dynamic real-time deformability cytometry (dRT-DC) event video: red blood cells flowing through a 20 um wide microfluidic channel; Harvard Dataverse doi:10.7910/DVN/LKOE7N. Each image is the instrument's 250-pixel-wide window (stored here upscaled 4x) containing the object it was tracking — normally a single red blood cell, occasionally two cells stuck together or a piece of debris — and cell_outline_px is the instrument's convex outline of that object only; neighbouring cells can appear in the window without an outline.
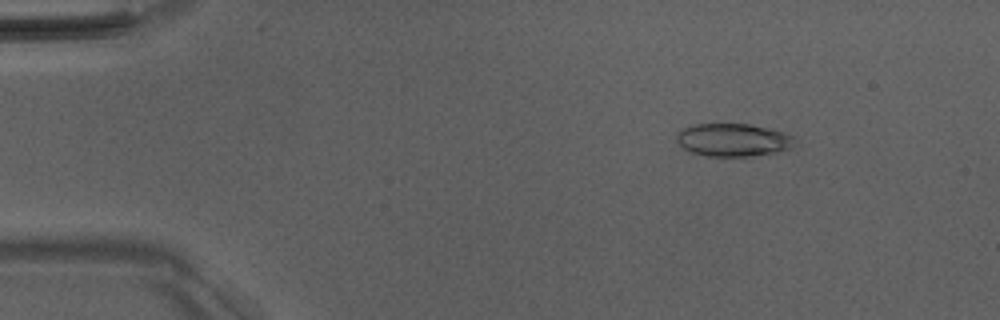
{"species": "Egyptian fruit bat (a non-hibernating species)", "species_latin": "Rousettus aegyptiacus", "temperature_condition": "room temperature", "stored_images_in_passage": 47, "camera_frame_rate_fps": 3000, "um_per_image_px": 0.085, "animal": {"sex": "male"}, "frame": {"image": 1, "passage_image": 3, "time_ms": 0.667, "image_size_px": [1000, 320], "cell_outline_px": [[796, 136], [788, 148], [772, 152], [744, 156], [704, 156], [688, 152], [676, 140], [676, 136], [680, 128], [692, 124], [748, 124], [768, 128], [784, 132]], "centroid_in_image_um": [62.22, 11.88], "position_along_channel_um": 22.8, "area_um2": 22.48}}
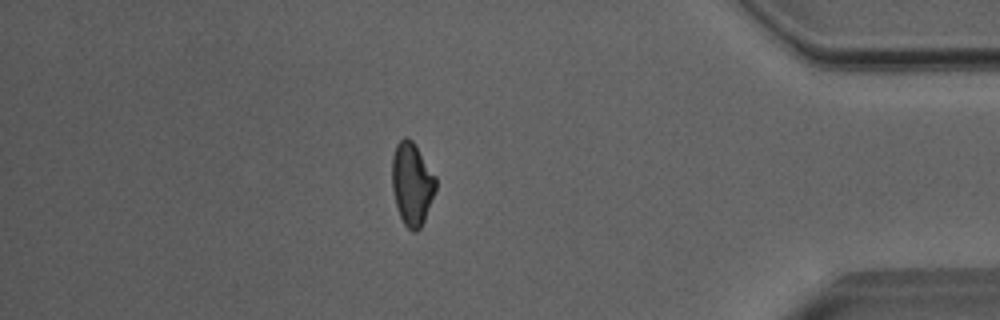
{"frame": {"image": 2, "passage_image": 40, "time_ms": 13.0, "image_size_px": [1000, 320], "cell_outline_px": [[436, 188], [424, 220], [420, 228], [416, 232], [412, 232], [404, 224], [400, 216], [396, 204], [392, 188], [392, 156], [396, 144], [404, 136], [408, 136], [412, 140], [436, 176]], "centroid_in_image_um": [35.01, 15.6], "position_along_channel_um": 400.2, "area_um2": 21.04}}
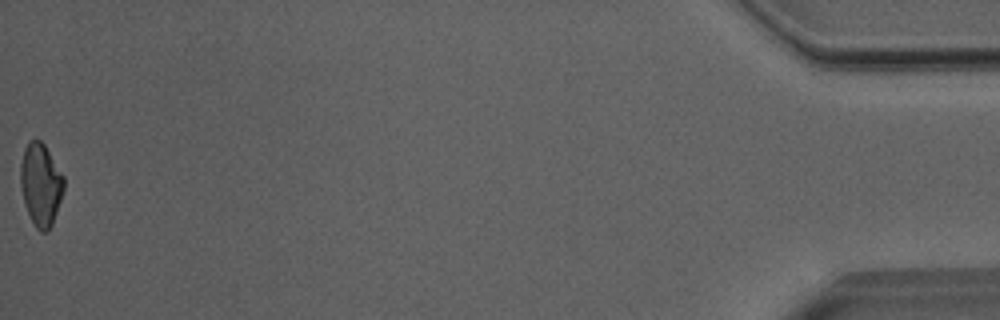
{"frame": {"image": 3, "passage_image": 47, "time_ms": 15.333, "image_size_px": [1000, 320], "cell_outline_px": [[64, 192], [52, 224], [48, 232], [40, 232], [36, 228], [24, 204], [20, 188], [20, 164], [24, 148], [28, 140], [40, 140], [44, 144], [64, 176]], "centroid_in_image_um": [3.46, 15.68], "position_along_channel_um": 431.7, "area_um2": 21.04}, "authors_computed_cell_mechanics": {"area_um2": 21.6172, "velocity_mm_per_s": 4.0575, "shape_relaxation_time_tau1_ms": 5.4705, "shape_relaxation_time_tau2_ms": 3.5652, "deformation_change_tau1": 0.1584, "deformation_change_tau2": 0.1029}}